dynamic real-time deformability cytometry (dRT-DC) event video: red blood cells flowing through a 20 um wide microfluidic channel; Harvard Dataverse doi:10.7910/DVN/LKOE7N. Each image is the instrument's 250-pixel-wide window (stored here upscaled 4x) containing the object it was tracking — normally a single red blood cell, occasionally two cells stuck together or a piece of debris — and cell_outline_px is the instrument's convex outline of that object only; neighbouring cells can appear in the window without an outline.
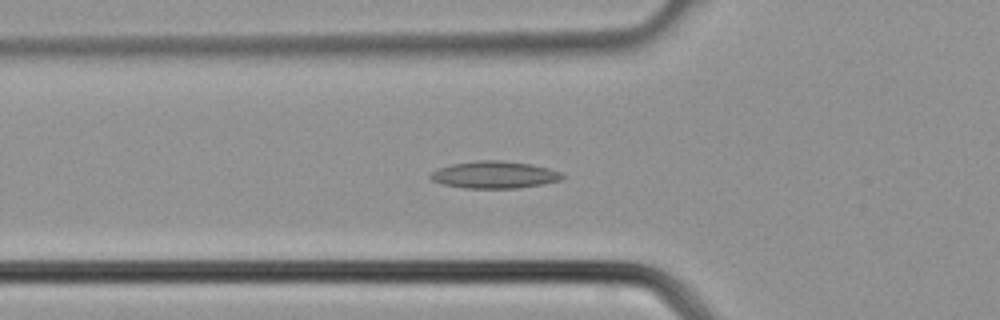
{"species": "common noctule bat (a hibernating species)", "species_latin": "Nyctalus noctula", "temperature_condition": "cold", "stored_images_in_passage": 38, "camera_frame_rate_fps": 3000, "um_per_image_px": 0.085, "animal": {"sex": "male", "body_mass_g": 21.5, "forearm_length_mm": 52.0}, "frame": {"image": 1, "passage_image": 12, "time_ms": 3.667, "image_size_px": [1000, 320], "cell_outline_px": [[564, 176], [560, 180], [544, 184], [516, 188], [464, 188], [440, 184], [432, 180], [428, 176], [432, 172], [440, 168], [452, 164], [476, 160], [500, 160], [532, 164], [548, 168], [560, 172]], "centroid_in_image_um": [42.01, 14.86], "position_along_channel_um": 83.8, "area_um2": 20.87}}
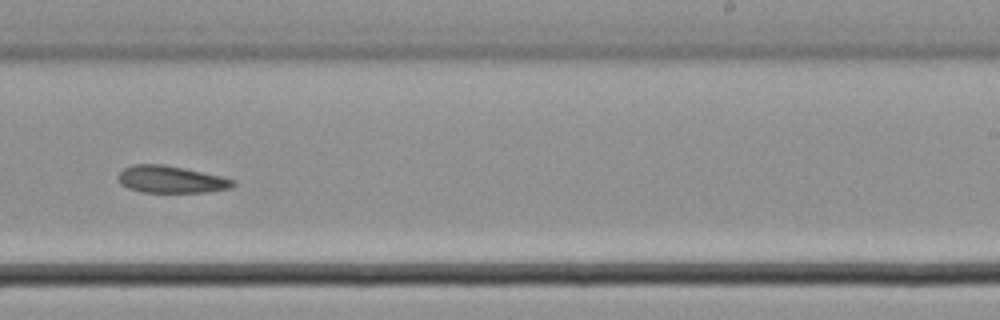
{"frame": {"image": 2, "passage_image": 23, "time_ms": 7.333, "image_size_px": [1000, 320], "cell_outline_px": [[236, 184], [232, 188], [208, 192], [144, 192], [128, 188], [120, 184], [116, 176], [124, 168], [132, 164], [164, 164], [184, 168], [220, 176], [236, 180]], "centroid_in_image_um": [14.53, 15.25], "position_along_channel_um": 274.5, "area_um2": 18.26}}
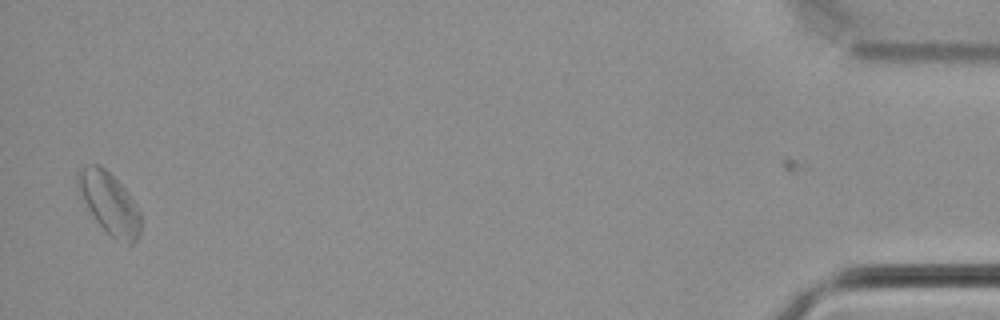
{"frame": {"image": 3, "passage_image": 37, "time_ms": 12.0, "image_size_px": [1000, 320], "cell_outline_px": [[140, 236], [132, 244], [128, 244], [116, 240], [96, 220], [80, 200], [76, 184], [76, 180], [80, 172], [84, 168], [92, 164], [96, 164], [104, 168], [128, 192], [136, 204], [140, 212]], "centroid_in_image_um": [9.29, 17.3], "position_along_channel_um": 425.9, "area_um2": 22.37}}